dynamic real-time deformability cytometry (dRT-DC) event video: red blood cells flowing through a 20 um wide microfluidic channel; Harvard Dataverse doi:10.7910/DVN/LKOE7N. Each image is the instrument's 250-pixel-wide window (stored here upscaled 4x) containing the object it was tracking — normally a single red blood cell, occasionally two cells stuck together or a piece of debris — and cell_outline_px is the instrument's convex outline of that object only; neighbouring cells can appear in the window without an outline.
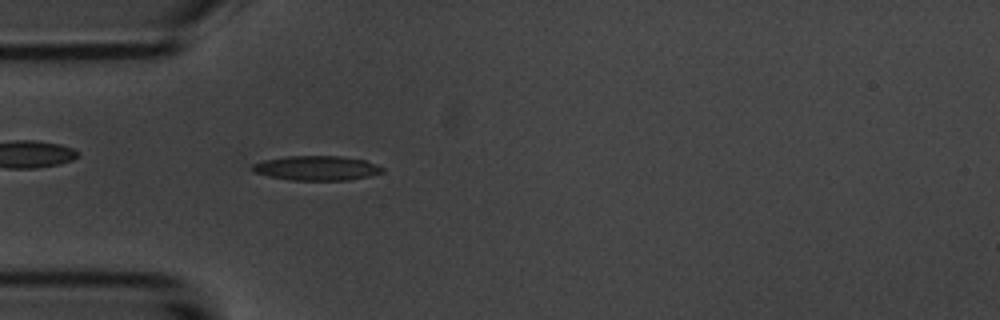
{"species": "common noctule bat (a hibernating species)", "species_latin": "Nyctalus noctula", "temperature_condition": "room temperature", "stored_images_in_passage": 54, "camera_frame_rate_fps": 3000, "um_per_image_px": 0.085, "animal": {"sex": "male", "body_mass_g": 20.1, "forearm_length_mm": 53.5}, "frame": {"image": 1, "passage_image": 16, "time_ms": 5.0, "image_size_px": [1000, 320], "cell_outline_px": [[384, 172], [368, 176], [348, 180], [292, 180], [268, 176], [252, 172], [248, 168], [252, 164], [264, 160], [284, 156], [344, 156], [364, 160], [376, 164], [384, 168]], "centroid_in_image_um": [26.87, 14.28], "position_along_channel_um": 58.1, "area_um2": 18.79}}
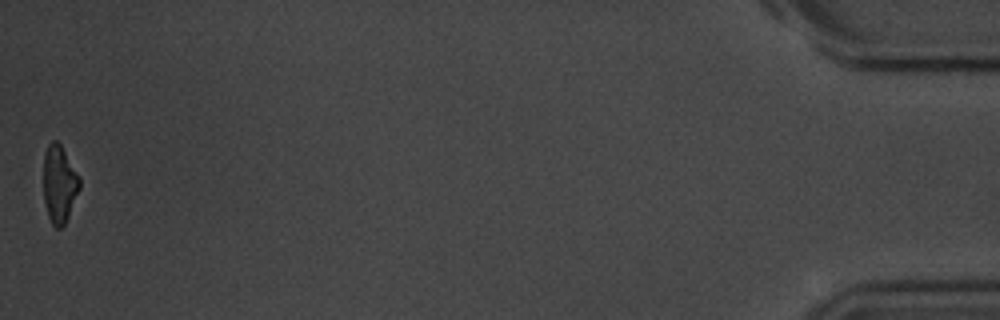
{"frame": {"image": 2, "passage_image": 54, "time_ms": 17.667, "image_size_px": [1000, 320], "cell_outline_px": [[80, 188], [68, 216], [64, 224], [60, 228], [56, 228], [52, 224], [48, 216], [44, 200], [44, 152], [48, 144], [52, 140], [56, 140], [60, 144], [80, 176]], "centroid_in_image_um": [5.04, 15.62], "position_along_channel_um": 430.2, "area_um2": 16.24}, "authors_computed_cell_mechanics": {"area_um2": 18.0625, "velocity_mm_per_s": 3.7265, "shape_relaxation_time_tau1_ms": 2.8383, "shape_relaxation_time_tau2_ms": 4.6292, "deformation_change_tau1": 0.1158, "deformation_change_tau2": 0.1465}}